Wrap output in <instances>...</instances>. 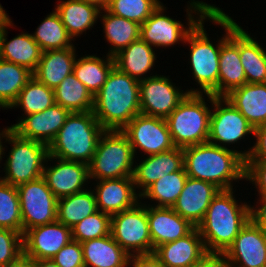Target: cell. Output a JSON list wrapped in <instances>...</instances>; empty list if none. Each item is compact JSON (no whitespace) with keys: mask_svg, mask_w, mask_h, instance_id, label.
I'll use <instances>...</instances> for the list:
<instances>
[{"mask_svg":"<svg viewBox=\"0 0 266 267\" xmlns=\"http://www.w3.org/2000/svg\"><path fill=\"white\" fill-rule=\"evenodd\" d=\"M183 162L188 177L210 182L220 190H231L233 180L245 178L242 153L209 142L183 148Z\"/></svg>","mask_w":266,"mask_h":267,"instance_id":"1","label":"cell"},{"mask_svg":"<svg viewBox=\"0 0 266 267\" xmlns=\"http://www.w3.org/2000/svg\"><path fill=\"white\" fill-rule=\"evenodd\" d=\"M140 113L139 81L114 66L94 95L93 114L104 130L121 131Z\"/></svg>","mask_w":266,"mask_h":267,"instance_id":"2","label":"cell"},{"mask_svg":"<svg viewBox=\"0 0 266 267\" xmlns=\"http://www.w3.org/2000/svg\"><path fill=\"white\" fill-rule=\"evenodd\" d=\"M233 189L221 190L197 229L209 254H224L250 220V205H238Z\"/></svg>","mask_w":266,"mask_h":267,"instance_id":"3","label":"cell"},{"mask_svg":"<svg viewBox=\"0 0 266 267\" xmlns=\"http://www.w3.org/2000/svg\"><path fill=\"white\" fill-rule=\"evenodd\" d=\"M211 19L225 28L226 34L220 39L217 47L209 40L204 29V20ZM229 37V16L215 7L203 17L189 32L185 42L191 44L190 62L195 81L202 93L218 97L219 55L222 43Z\"/></svg>","mask_w":266,"mask_h":267,"instance_id":"4","label":"cell"},{"mask_svg":"<svg viewBox=\"0 0 266 267\" xmlns=\"http://www.w3.org/2000/svg\"><path fill=\"white\" fill-rule=\"evenodd\" d=\"M104 131L93 111L70 113L56 138L48 146L49 155L89 164Z\"/></svg>","mask_w":266,"mask_h":267,"instance_id":"5","label":"cell"},{"mask_svg":"<svg viewBox=\"0 0 266 267\" xmlns=\"http://www.w3.org/2000/svg\"><path fill=\"white\" fill-rule=\"evenodd\" d=\"M203 94H188L166 118L175 147L208 142L211 111Z\"/></svg>","mask_w":266,"mask_h":267,"instance_id":"6","label":"cell"},{"mask_svg":"<svg viewBox=\"0 0 266 267\" xmlns=\"http://www.w3.org/2000/svg\"><path fill=\"white\" fill-rule=\"evenodd\" d=\"M134 152L122 131L105 130L98 139L96 151L88 164L89 179L132 177Z\"/></svg>","mask_w":266,"mask_h":267,"instance_id":"7","label":"cell"},{"mask_svg":"<svg viewBox=\"0 0 266 267\" xmlns=\"http://www.w3.org/2000/svg\"><path fill=\"white\" fill-rule=\"evenodd\" d=\"M13 144L5 165V177L1 180L15 187L43 176L44 164L49 155L48 146L34 140L19 137L10 130L5 137Z\"/></svg>","mask_w":266,"mask_h":267,"instance_id":"8","label":"cell"},{"mask_svg":"<svg viewBox=\"0 0 266 267\" xmlns=\"http://www.w3.org/2000/svg\"><path fill=\"white\" fill-rule=\"evenodd\" d=\"M190 7L187 20L189 27L184 29L181 22L163 14L165 9L160 4L151 16L140 25V38L155 47H169L178 41H185L192 28L214 8L213 5L195 0L190 3ZM192 11L195 14L197 11V14H199L198 20L194 19Z\"/></svg>","mask_w":266,"mask_h":267,"instance_id":"9","label":"cell"},{"mask_svg":"<svg viewBox=\"0 0 266 267\" xmlns=\"http://www.w3.org/2000/svg\"><path fill=\"white\" fill-rule=\"evenodd\" d=\"M110 234L130 256L152 254L147 205L136 203L132 208L112 215Z\"/></svg>","mask_w":266,"mask_h":267,"instance_id":"10","label":"cell"},{"mask_svg":"<svg viewBox=\"0 0 266 267\" xmlns=\"http://www.w3.org/2000/svg\"><path fill=\"white\" fill-rule=\"evenodd\" d=\"M21 208L23 234L36 226L57 221L58 198L43 176L16 187Z\"/></svg>","mask_w":266,"mask_h":267,"instance_id":"11","label":"cell"},{"mask_svg":"<svg viewBox=\"0 0 266 267\" xmlns=\"http://www.w3.org/2000/svg\"><path fill=\"white\" fill-rule=\"evenodd\" d=\"M165 76L153 75L139 81L141 114L166 119L188 94H201L199 90L181 92Z\"/></svg>","mask_w":266,"mask_h":267,"instance_id":"12","label":"cell"},{"mask_svg":"<svg viewBox=\"0 0 266 267\" xmlns=\"http://www.w3.org/2000/svg\"><path fill=\"white\" fill-rule=\"evenodd\" d=\"M207 97L215 109L210 117L209 143L217 146H222V143L226 148V144H235L247 134L254 135V127L227 98L212 94H207Z\"/></svg>","mask_w":266,"mask_h":267,"instance_id":"13","label":"cell"},{"mask_svg":"<svg viewBox=\"0 0 266 267\" xmlns=\"http://www.w3.org/2000/svg\"><path fill=\"white\" fill-rule=\"evenodd\" d=\"M121 131L127 136L134 155L138 148L148 155H153L175 147L166 119L140 113Z\"/></svg>","mask_w":266,"mask_h":267,"instance_id":"14","label":"cell"},{"mask_svg":"<svg viewBox=\"0 0 266 267\" xmlns=\"http://www.w3.org/2000/svg\"><path fill=\"white\" fill-rule=\"evenodd\" d=\"M223 255L230 267H266V229L249 220Z\"/></svg>","mask_w":266,"mask_h":267,"instance_id":"15","label":"cell"},{"mask_svg":"<svg viewBox=\"0 0 266 267\" xmlns=\"http://www.w3.org/2000/svg\"><path fill=\"white\" fill-rule=\"evenodd\" d=\"M72 239V229L59 221L28 229L23 234V252L32 259H52Z\"/></svg>","mask_w":266,"mask_h":267,"instance_id":"16","label":"cell"},{"mask_svg":"<svg viewBox=\"0 0 266 267\" xmlns=\"http://www.w3.org/2000/svg\"><path fill=\"white\" fill-rule=\"evenodd\" d=\"M70 112L53 104L42 112L26 115L10 128L19 137L41 142L49 146L56 138Z\"/></svg>","mask_w":266,"mask_h":267,"instance_id":"17","label":"cell"},{"mask_svg":"<svg viewBox=\"0 0 266 267\" xmlns=\"http://www.w3.org/2000/svg\"><path fill=\"white\" fill-rule=\"evenodd\" d=\"M247 83L238 48V24L229 16V37L222 43L219 55L218 97Z\"/></svg>","mask_w":266,"mask_h":267,"instance_id":"18","label":"cell"},{"mask_svg":"<svg viewBox=\"0 0 266 267\" xmlns=\"http://www.w3.org/2000/svg\"><path fill=\"white\" fill-rule=\"evenodd\" d=\"M221 190L214 184L188 177L173 205V210L197 227L203 220L212 199Z\"/></svg>","mask_w":266,"mask_h":267,"instance_id":"19","label":"cell"},{"mask_svg":"<svg viewBox=\"0 0 266 267\" xmlns=\"http://www.w3.org/2000/svg\"><path fill=\"white\" fill-rule=\"evenodd\" d=\"M50 159H58V163L52 167L45 166L43 177L48 188L58 199L85 190L83 184L89 179L88 164L62 160L48 155L47 160Z\"/></svg>","mask_w":266,"mask_h":267,"instance_id":"20","label":"cell"},{"mask_svg":"<svg viewBox=\"0 0 266 267\" xmlns=\"http://www.w3.org/2000/svg\"><path fill=\"white\" fill-rule=\"evenodd\" d=\"M153 253L166 267H193L208 254L197 227L182 238L159 245Z\"/></svg>","mask_w":266,"mask_h":267,"instance_id":"21","label":"cell"},{"mask_svg":"<svg viewBox=\"0 0 266 267\" xmlns=\"http://www.w3.org/2000/svg\"><path fill=\"white\" fill-rule=\"evenodd\" d=\"M135 189L132 177L100 180L93 190L97 209L112 216L132 208L140 198Z\"/></svg>","mask_w":266,"mask_h":267,"instance_id":"22","label":"cell"},{"mask_svg":"<svg viewBox=\"0 0 266 267\" xmlns=\"http://www.w3.org/2000/svg\"><path fill=\"white\" fill-rule=\"evenodd\" d=\"M147 219L152 241V253L159 245L189 234L195 226L182 218L172 207H147Z\"/></svg>","mask_w":266,"mask_h":267,"instance_id":"23","label":"cell"},{"mask_svg":"<svg viewBox=\"0 0 266 267\" xmlns=\"http://www.w3.org/2000/svg\"><path fill=\"white\" fill-rule=\"evenodd\" d=\"M183 166V148L174 147L165 152L148 155L134 167L132 175L134 186L142 188L139 193L141 195L155 181L179 171Z\"/></svg>","mask_w":266,"mask_h":267,"instance_id":"24","label":"cell"},{"mask_svg":"<svg viewBox=\"0 0 266 267\" xmlns=\"http://www.w3.org/2000/svg\"><path fill=\"white\" fill-rule=\"evenodd\" d=\"M75 59L74 47L43 51L39 64L32 73L33 77L54 90L64 78L73 73Z\"/></svg>","mask_w":266,"mask_h":267,"instance_id":"25","label":"cell"},{"mask_svg":"<svg viewBox=\"0 0 266 267\" xmlns=\"http://www.w3.org/2000/svg\"><path fill=\"white\" fill-rule=\"evenodd\" d=\"M254 127L266 123V83H246L225 96Z\"/></svg>","mask_w":266,"mask_h":267,"instance_id":"26","label":"cell"},{"mask_svg":"<svg viewBox=\"0 0 266 267\" xmlns=\"http://www.w3.org/2000/svg\"><path fill=\"white\" fill-rule=\"evenodd\" d=\"M85 267H127L130 255L111 234L81 243Z\"/></svg>","mask_w":266,"mask_h":267,"instance_id":"27","label":"cell"},{"mask_svg":"<svg viewBox=\"0 0 266 267\" xmlns=\"http://www.w3.org/2000/svg\"><path fill=\"white\" fill-rule=\"evenodd\" d=\"M9 26H12V21L3 25L0 59L23 66L33 73L43 51L33 39L32 34L21 33L7 42L6 29Z\"/></svg>","mask_w":266,"mask_h":267,"instance_id":"28","label":"cell"},{"mask_svg":"<svg viewBox=\"0 0 266 267\" xmlns=\"http://www.w3.org/2000/svg\"><path fill=\"white\" fill-rule=\"evenodd\" d=\"M60 16L68 34L74 38L90 29L103 12L98 6L82 0L61 1L54 9ZM101 13V14H100Z\"/></svg>","mask_w":266,"mask_h":267,"instance_id":"29","label":"cell"},{"mask_svg":"<svg viewBox=\"0 0 266 267\" xmlns=\"http://www.w3.org/2000/svg\"><path fill=\"white\" fill-rule=\"evenodd\" d=\"M154 52L151 45L139 38L113 57L114 66L138 81L143 80L142 75L150 71L154 65Z\"/></svg>","mask_w":266,"mask_h":267,"instance_id":"30","label":"cell"},{"mask_svg":"<svg viewBox=\"0 0 266 267\" xmlns=\"http://www.w3.org/2000/svg\"><path fill=\"white\" fill-rule=\"evenodd\" d=\"M238 48L247 83H266V51L239 25Z\"/></svg>","mask_w":266,"mask_h":267,"instance_id":"31","label":"cell"},{"mask_svg":"<svg viewBox=\"0 0 266 267\" xmlns=\"http://www.w3.org/2000/svg\"><path fill=\"white\" fill-rule=\"evenodd\" d=\"M54 100L70 113L93 111L94 96L73 73L54 89Z\"/></svg>","mask_w":266,"mask_h":267,"instance_id":"32","label":"cell"},{"mask_svg":"<svg viewBox=\"0 0 266 267\" xmlns=\"http://www.w3.org/2000/svg\"><path fill=\"white\" fill-rule=\"evenodd\" d=\"M97 210L94 192L85 189L58 199L57 221L72 229L82 219Z\"/></svg>","mask_w":266,"mask_h":267,"instance_id":"33","label":"cell"},{"mask_svg":"<svg viewBox=\"0 0 266 267\" xmlns=\"http://www.w3.org/2000/svg\"><path fill=\"white\" fill-rule=\"evenodd\" d=\"M106 14H102L105 38L113 45L108 56L114 57L122 49L129 46L133 41L140 38V24L137 22L116 16L106 8L102 9Z\"/></svg>","mask_w":266,"mask_h":267,"instance_id":"34","label":"cell"},{"mask_svg":"<svg viewBox=\"0 0 266 267\" xmlns=\"http://www.w3.org/2000/svg\"><path fill=\"white\" fill-rule=\"evenodd\" d=\"M105 61L95 55L75 59L73 74L94 96L103 86L114 67V58L107 55Z\"/></svg>","mask_w":266,"mask_h":267,"instance_id":"35","label":"cell"},{"mask_svg":"<svg viewBox=\"0 0 266 267\" xmlns=\"http://www.w3.org/2000/svg\"><path fill=\"white\" fill-rule=\"evenodd\" d=\"M27 68L0 59V107L10 108L19 92L32 78Z\"/></svg>","mask_w":266,"mask_h":267,"instance_id":"36","label":"cell"},{"mask_svg":"<svg viewBox=\"0 0 266 267\" xmlns=\"http://www.w3.org/2000/svg\"><path fill=\"white\" fill-rule=\"evenodd\" d=\"M187 178L183 166L179 171L165 175L155 181L140 197L158 201L156 207H173L184 188Z\"/></svg>","mask_w":266,"mask_h":267,"instance_id":"37","label":"cell"},{"mask_svg":"<svg viewBox=\"0 0 266 267\" xmlns=\"http://www.w3.org/2000/svg\"><path fill=\"white\" fill-rule=\"evenodd\" d=\"M32 35L42 51L74 47L72 37L61 21L59 14L53 11L48 15Z\"/></svg>","mask_w":266,"mask_h":267,"instance_id":"38","label":"cell"},{"mask_svg":"<svg viewBox=\"0 0 266 267\" xmlns=\"http://www.w3.org/2000/svg\"><path fill=\"white\" fill-rule=\"evenodd\" d=\"M55 104L54 90L37 81L33 76L19 92L12 107L21 106L26 115L42 112Z\"/></svg>","mask_w":266,"mask_h":267,"instance_id":"39","label":"cell"},{"mask_svg":"<svg viewBox=\"0 0 266 267\" xmlns=\"http://www.w3.org/2000/svg\"><path fill=\"white\" fill-rule=\"evenodd\" d=\"M0 228L12 229L23 234L18 190L2 180H0Z\"/></svg>","mask_w":266,"mask_h":267,"instance_id":"40","label":"cell"},{"mask_svg":"<svg viewBox=\"0 0 266 267\" xmlns=\"http://www.w3.org/2000/svg\"><path fill=\"white\" fill-rule=\"evenodd\" d=\"M160 3L159 0H109L106 9L116 16L142 25Z\"/></svg>","mask_w":266,"mask_h":267,"instance_id":"41","label":"cell"},{"mask_svg":"<svg viewBox=\"0 0 266 267\" xmlns=\"http://www.w3.org/2000/svg\"><path fill=\"white\" fill-rule=\"evenodd\" d=\"M111 216L97 210L72 228V239L82 243L110 235Z\"/></svg>","mask_w":266,"mask_h":267,"instance_id":"42","label":"cell"},{"mask_svg":"<svg viewBox=\"0 0 266 267\" xmlns=\"http://www.w3.org/2000/svg\"><path fill=\"white\" fill-rule=\"evenodd\" d=\"M23 253V234L0 228V266L15 260Z\"/></svg>","mask_w":266,"mask_h":267,"instance_id":"43","label":"cell"},{"mask_svg":"<svg viewBox=\"0 0 266 267\" xmlns=\"http://www.w3.org/2000/svg\"><path fill=\"white\" fill-rule=\"evenodd\" d=\"M59 267H85L81 243L71 240L52 258Z\"/></svg>","mask_w":266,"mask_h":267,"instance_id":"44","label":"cell"},{"mask_svg":"<svg viewBox=\"0 0 266 267\" xmlns=\"http://www.w3.org/2000/svg\"><path fill=\"white\" fill-rule=\"evenodd\" d=\"M245 179L252 181L259 195H266V161H245Z\"/></svg>","mask_w":266,"mask_h":267,"instance_id":"45","label":"cell"},{"mask_svg":"<svg viewBox=\"0 0 266 267\" xmlns=\"http://www.w3.org/2000/svg\"><path fill=\"white\" fill-rule=\"evenodd\" d=\"M256 143L249 151L242 152L245 161H266V123L254 128Z\"/></svg>","mask_w":266,"mask_h":267,"instance_id":"46","label":"cell"},{"mask_svg":"<svg viewBox=\"0 0 266 267\" xmlns=\"http://www.w3.org/2000/svg\"><path fill=\"white\" fill-rule=\"evenodd\" d=\"M132 259V260H131ZM130 263V264H129ZM132 267H166L154 253L152 254H132L128 260V266Z\"/></svg>","mask_w":266,"mask_h":267,"instance_id":"47","label":"cell"},{"mask_svg":"<svg viewBox=\"0 0 266 267\" xmlns=\"http://www.w3.org/2000/svg\"><path fill=\"white\" fill-rule=\"evenodd\" d=\"M260 199V208L250 207V220L255 225L266 229V195H262Z\"/></svg>","mask_w":266,"mask_h":267,"instance_id":"48","label":"cell"},{"mask_svg":"<svg viewBox=\"0 0 266 267\" xmlns=\"http://www.w3.org/2000/svg\"><path fill=\"white\" fill-rule=\"evenodd\" d=\"M193 267H230L223 254H207Z\"/></svg>","mask_w":266,"mask_h":267,"instance_id":"49","label":"cell"},{"mask_svg":"<svg viewBox=\"0 0 266 267\" xmlns=\"http://www.w3.org/2000/svg\"><path fill=\"white\" fill-rule=\"evenodd\" d=\"M0 267H33V259L23 252L15 260Z\"/></svg>","mask_w":266,"mask_h":267,"instance_id":"50","label":"cell"},{"mask_svg":"<svg viewBox=\"0 0 266 267\" xmlns=\"http://www.w3.org/2000/svg\"><path fill=\"white\" fill-rule=\"evenodd\" d=\"M33 267H59L53 259H33Z\"/></svg>","mask_w":266,"mask_h":267,"instance_id":"51","label":"cell"},{"mask_svg":"<svg viewBox=\"0 0 266 267\" xmlns=\"http://www.w3.org/2000/svg\"><path fill=\"white\" fill-rule=\"evenodd\" d=\"M11 22V19L8 17V14L3 10V7L0 4V25H5Z\"/></svg>","mask_w":266,"mask_h":267,"instance_id":"52","label":"cell"},{"mask_svg":"<svg viewBox=\"0 0 266 267\" xmlns=\"http://www.w3.org/2000/svg\"><path fill=\"white\" fill-rule=\"evenodd\" d=\"M82 1L92 3L101 9H105L108 5V2H109V0H82Z\"/></svg>","mask_w":266,"mask_h":267,"instance_id":"53","label":"cell"},{"mask_svg":"<svg viewBox=\"0 0 266 267\" xmlns=\"http://www.w3.org/2000/svg\"><path fill=\"white\" fill-rule=\"evenodd\" d=\"M11 130V128L10 127H8V128H5L3 131H2V133H0V161L2 160V156L1 155H3L4 154V148H3V146H2V142H1V140L3 139V137L5 138L6 137V134L9 132ZM2 138V139H1ZM3 152V153H2ZM0 180H1V178H0Z\"/></svg>","mask_w":266,"mask_h":267,"instance_id":"54","label":"cell"},{"mask_svg":"<svg viewBox=\"0 0 266 267\" xmlns=\"http://www.w3.org/2000/svg\"><path fill=\"white\" fill-rule=\"evenodd\" d=\"M3 34V25H0V53H1V38Z\"/></svg>","mask_w":266,"mask_h":267,"instance_id":"55","label":"cell"}]
</instances>
